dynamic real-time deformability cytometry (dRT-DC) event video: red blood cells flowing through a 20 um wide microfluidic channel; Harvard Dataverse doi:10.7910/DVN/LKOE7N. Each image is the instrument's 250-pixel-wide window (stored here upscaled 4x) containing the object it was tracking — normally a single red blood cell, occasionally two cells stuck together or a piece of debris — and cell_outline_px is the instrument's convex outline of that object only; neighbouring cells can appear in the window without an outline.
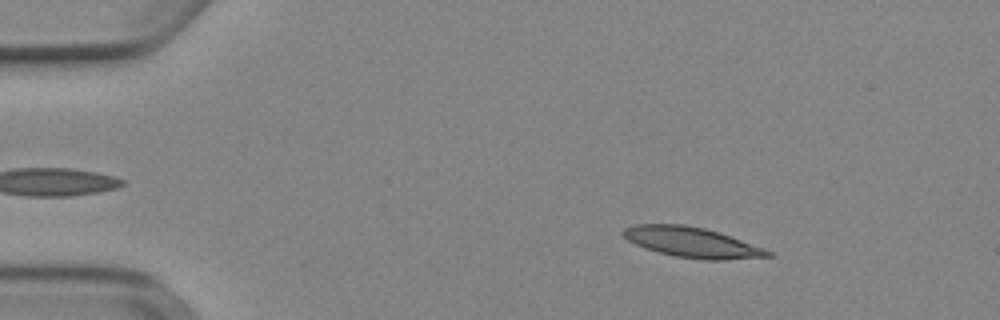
{"species": "Egyptian fruit bat (a non-hibernating species)", "species_latin": "Rousettus aegyptiacus", "temperature_condition": "cold", "stored_images_in_passage": 51, "camera_frame_rate_fps": 3000, "um_per_image_px": 0.085, "animal": {"sex": "female"}, "frame": {"image": 1, "passage_image": 7, "time_ms": 2.0, "image_size_px": [1000, 320], "cell_outline_px": [[772, 256], [720, 260], [704, 260], [676, 256], [644, 248], [628, 240], [624, 236], [624, 228], [636, 224], [684, 224], [704, 228], [720, 232], [764, 248], [772, 252]], "centroid_in_image_um": [58.84, 20.59], "position_along_channel_um": 26.2, "area_um2": 25.26}}
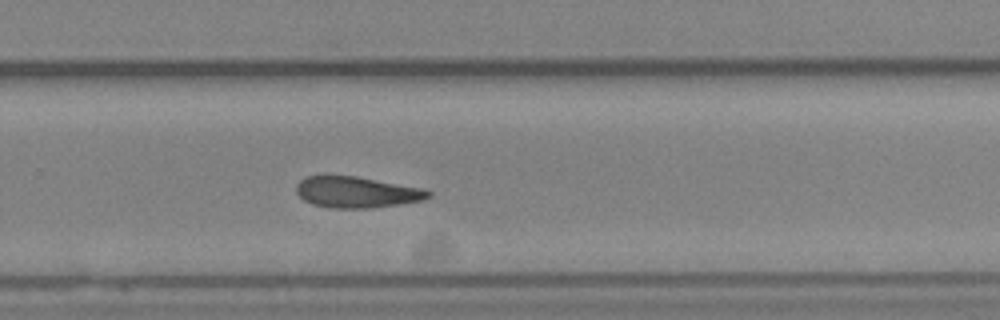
{"frame": {"image": 2, "passage_image": 34, "time_ms": 11.0, "image_size_px": [1000, 320], "cell_outline_px": [[432, 196], [424, 200], [400, 204], [368, 208], [332, 208], [312, 204], [304, 200], [296, 192], [296, 184], [304, 176], [356, 176], [420, 188], [432, 192]], "centroid_in_image_um": [30.3, 16.34], "position_along_channel_um": 299.5, "area_um2": 23.81}}
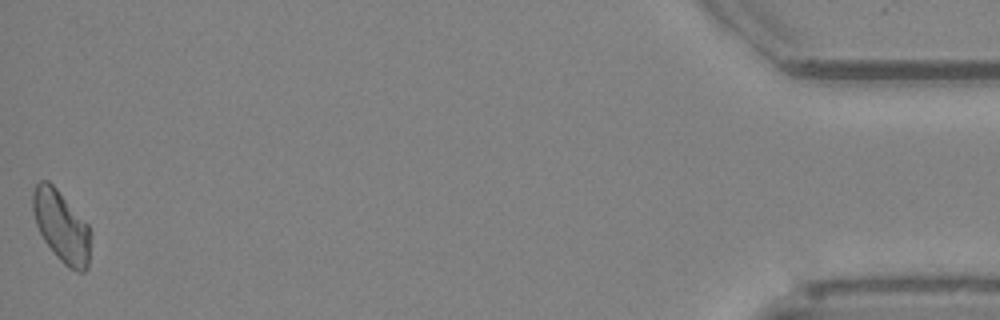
{"frame": {"image": 3, "passage_image": 51, "time_ms": 16.667, "image_size_px": [1000, 320], "cell_outline_px": [[92, 236], [88, 268], [84, 272], [76, 272], [68, 268], [56, 256], [44, 240], [36, 224], [32, 208], [32, 192], [36, 184], [40, 180], [48, 180], [56, 188], [88, 224], [92, 232]], "centroid_in_image_um": [5.25, 19.27], "position_along_channel_um": 430.0, "area_um2": 24.33}}